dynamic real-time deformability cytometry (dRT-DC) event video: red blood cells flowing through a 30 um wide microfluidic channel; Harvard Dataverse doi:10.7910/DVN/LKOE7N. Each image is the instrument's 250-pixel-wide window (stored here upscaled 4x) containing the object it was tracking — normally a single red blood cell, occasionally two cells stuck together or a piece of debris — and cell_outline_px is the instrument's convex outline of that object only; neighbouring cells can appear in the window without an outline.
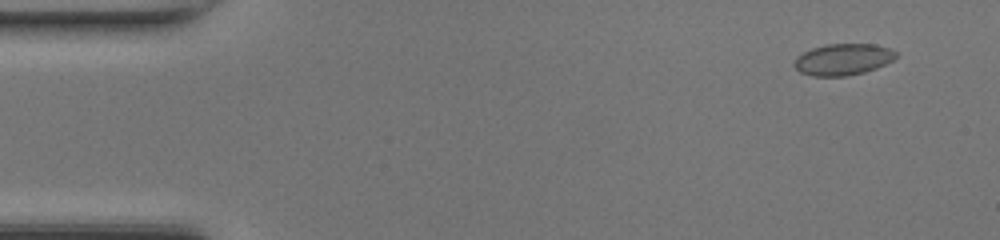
{"species": "common noctule bat (a hibernating species)", "species_latin": "Nyctalus noctula", "temperature_condition": "room temperature", "stored_images_in_passage": 49, "camera_frame_rate_fps": 3000, "um_per_image_px": 0.085, "animal": {"sex": "female", "body_mass_g": 17.0, "forearm_length_mm": 48.0}, "frame": {"image": 1, "passage_image": 4, "time_ms": 1.0, "image_size_px": [1000, 240], "cell_outline_px": [[896, 56], [892, 60], [876, 68], [864, 72], [844, 76], [812, 76], [800, 72], [792, 64], [804, 52], [812, 48], [828, 44], [872, 44], [888, 48], [896, 52]], "centroid_in_image_um": [71.64, 5.05], "position_along_channel_um": 13.4, "area_um2": 18.32}}
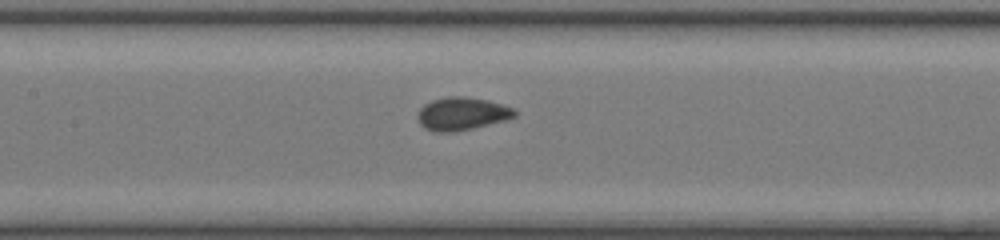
{"frame": {"image": 2, "passage_image": 23, "time_ms": 7.333, "image_size_px": [1000, 240], "cell_outline_px": [[516, 116], [504, 120], [456, 132], [436, 132], [424, 128], [420, 124], [416, 116], [420, 108], [424, 104], [432, 100], [448, 96], [464, 96], [488, 100], [512, 108], [516, 112]], "centroid_in_image_um": [39.21, 9.66], "position_along_channel_um": 168.2, "area_um2": 18.55}}
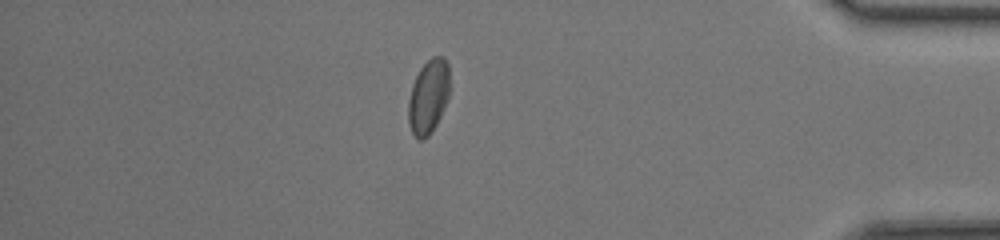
{"frame": {"image": 3, "passage_image": 42, "time_ms": 13.667, "image_size_px": [1000, 240], "cell_outline_px": [[448, 96], [440, 116], [432, 132], [424, 140], [416, 140], [412, 132], [408, 120], [408, 100], [412, 84], [420, 68], [432, 56], [444, 56], [448, 64]], "centroid_in_image_um": [36.39, 8.23], "position_along_channel_um": 398.8, "area_um2": 17.8}, "authors_computed_cell_mechanics": {"area_um2": 18.0914, "velocity_mm_per_s": 4.295, "shape_relaxation_time_tau1_ms": 4.8656, "shape_relaxation_time_tau2_ms": 1.4041, "deformation_change_tau1": 0.0681, "deformation_change_tau2": 0.0346}}